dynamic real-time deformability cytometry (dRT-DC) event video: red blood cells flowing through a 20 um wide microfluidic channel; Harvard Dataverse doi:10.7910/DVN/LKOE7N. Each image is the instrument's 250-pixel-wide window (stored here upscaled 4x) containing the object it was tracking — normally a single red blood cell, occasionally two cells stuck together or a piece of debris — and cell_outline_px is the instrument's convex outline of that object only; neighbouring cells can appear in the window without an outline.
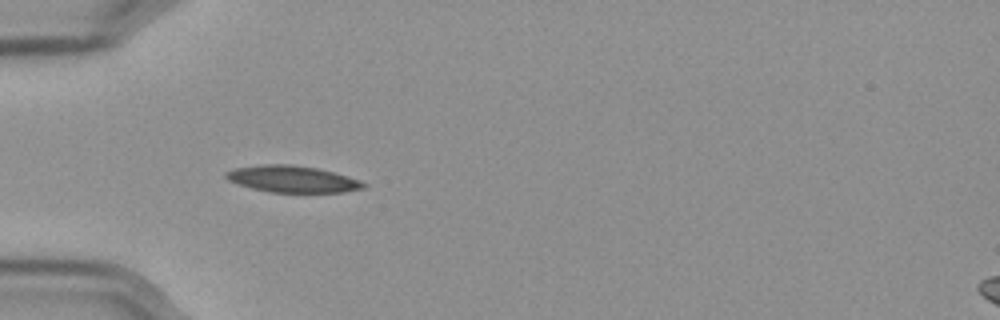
{"species": "Egyptian fruit bat (a non-hibernating species)", "species_latin": "Rousettus aegyptiacus", "temperature_condition": "cold", "stored_images_in_passage": 20, "camera_frame_rate_fps": 3000, "um_per_image_px": 0.085, "frame": {"image": 1, "passage_image": 6, "time_ms": 1.667, "image_size_px": [1000, 320], "cell_outline_px": [[368, 184], [364, 188], [344, 192], [272, 192], [252, 188], [228, 180], [224, 176], [224, 172], [236, 168], [264, 164], [288, 164], [316, 168], [332, 172], [360, 180]], "centroid_in_image_um": [24.86, 15.22], "position_along_channel_um": 60.1, "area_um2": 21.1}}
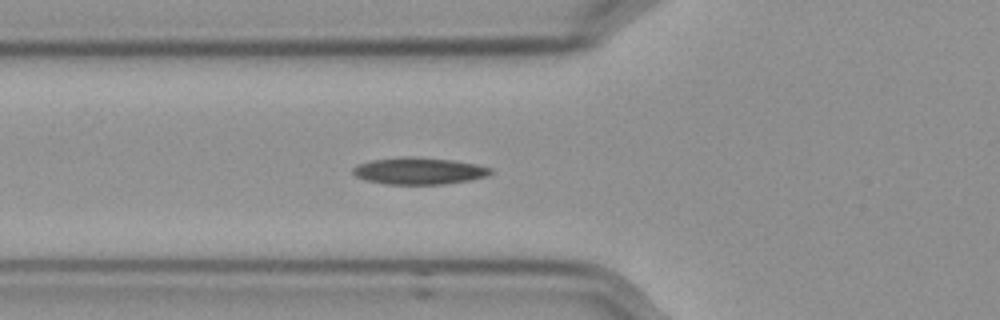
{"frame": {"image": 2, "passage_image": 9, "time_ms": 2.667, "image_size_px": [1000, 320], "cell_outline_px": [[492, 172], [488, 176], [468, 180], [444, 184], [384, 184], [364, 180], [356, 176], [352, 172], [352, 168], [360, 164], [372, 160], [408, 156], [416, 156], [452, 160], [476, 164], [492, 168]], "centroid_in_image_um": [35.61, 14.53], "position_along_channel_um": 90.2, "area_um2": 21.56}}